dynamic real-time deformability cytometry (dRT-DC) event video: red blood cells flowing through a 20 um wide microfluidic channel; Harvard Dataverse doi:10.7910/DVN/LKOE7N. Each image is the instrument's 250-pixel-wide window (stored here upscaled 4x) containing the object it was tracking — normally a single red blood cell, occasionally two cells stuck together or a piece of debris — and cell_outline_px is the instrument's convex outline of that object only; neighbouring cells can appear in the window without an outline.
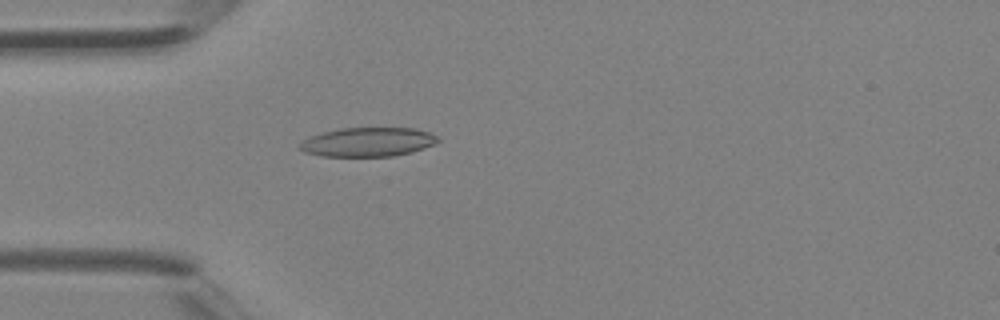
{"species": "Egyptian fruit bat (a non-hibernating species)", "species_latin": "Rousettus aegyptiacus", "temperature_condition": "room temperature", "stored_images_in_passage": 37, "camera_frame_rate_fps": 3000, "um_per_image_px": 0.085, "animal": {"sex": "female"}, "frame": {"image": 1, "passage_image": 9, "time_ms": 2.667, "image_size_px": [1000, 320], "cell_outline_px": [[440, 140], [424, 148], [412, 152], [392, 156], [320, 156], [304, 152], [300, 148], [300, 144], [308, 136], [340, 128], [416, 128], [428, 132], [436, 136]], "centroid_in_image_um": [31.25, 12.07], "position_along_channel_um": 53.7, "area_um2": 23.29}}
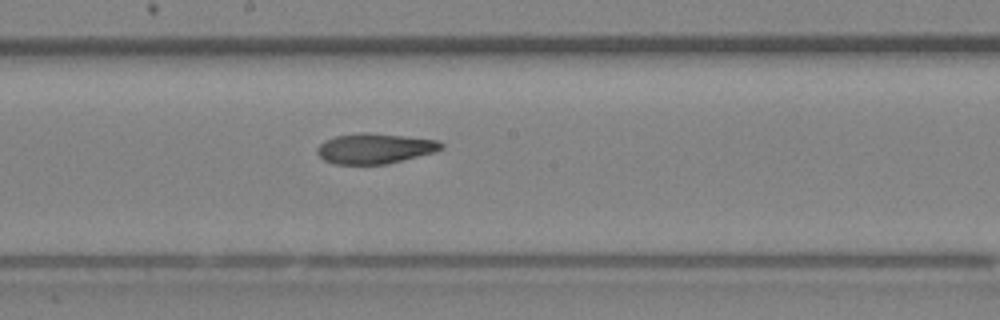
{"frame": {"image": 2, "passage_image": 19, "time_ms": 6.0, "image_size_px": [1000, 320], "cell_outline_px": [[444, 148], [436, 152], [388, 164], [336, 164], [324, 160], [316, 152], [316, 148], [324, 140], [336, 136], [360, 132], [368, 132], [440, 140], [444, 144]], "centroid_in_image_um": [31.89, 12.62], "position_along_channel_um": 216.3, "area_um2": 22.14}}
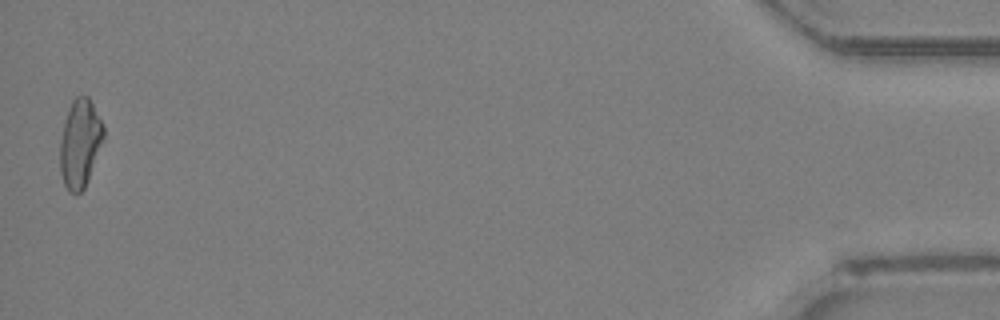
{"frame": {"image": 3, "passage_image": 37, "time_ms": 12.0, "image_size_px": [1000, 320], "cell_outline_px": [[104, 140], [88, 180], [84, 188], [76, 196], [68, 192], [64, 184], [60, 172], [60, 140], [64, 120], [68, 108], [72, 100], [76, 96], [88, 96], [104, 124]], "centroid_in_image_um": [6.8, 12.2], "position_along_channel_um": 428.4, "area_um2": 22.77}}